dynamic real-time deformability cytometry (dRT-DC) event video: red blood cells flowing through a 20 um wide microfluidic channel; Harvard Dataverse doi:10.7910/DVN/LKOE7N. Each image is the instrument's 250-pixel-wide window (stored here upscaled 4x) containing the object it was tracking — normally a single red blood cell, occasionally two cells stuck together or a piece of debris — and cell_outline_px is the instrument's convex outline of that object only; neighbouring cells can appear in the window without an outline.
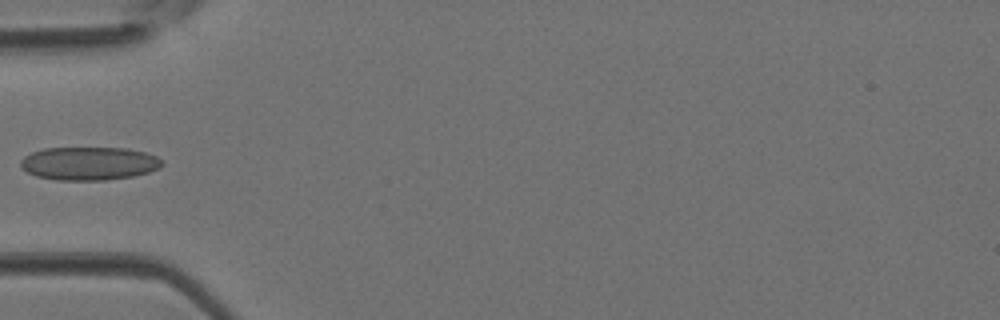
{"species": "Egyptian fruit bat (a non-hibernating species)", "species_latin": "Rousettus aegyptiacus", "temperature_condition": "room temperature", "stored_images_in_passage": 4, "camera_frame_rate_fps": 3000, "um_per_image_px": 0.085, "animal": {"sex": "female"}, "frame": {"image": 1, "passage_image": 4, "time_ms": 1.0, "image_size_px": [1000, 320], "cell_outline_px": [[164, 164], [160, 168], [148, 172], [132, 176], [108, 180], [56, 180], [36, 176], [20, 168], [20, 160], [24, 156], [32, 152], [44, 148], [128, 148], [144, 152], [156, 156], [164, 160]], "centroid_in_image_um": [7.57, 13.89], "position_along_channel_um": 77.4, "area_um2": 27.63}}